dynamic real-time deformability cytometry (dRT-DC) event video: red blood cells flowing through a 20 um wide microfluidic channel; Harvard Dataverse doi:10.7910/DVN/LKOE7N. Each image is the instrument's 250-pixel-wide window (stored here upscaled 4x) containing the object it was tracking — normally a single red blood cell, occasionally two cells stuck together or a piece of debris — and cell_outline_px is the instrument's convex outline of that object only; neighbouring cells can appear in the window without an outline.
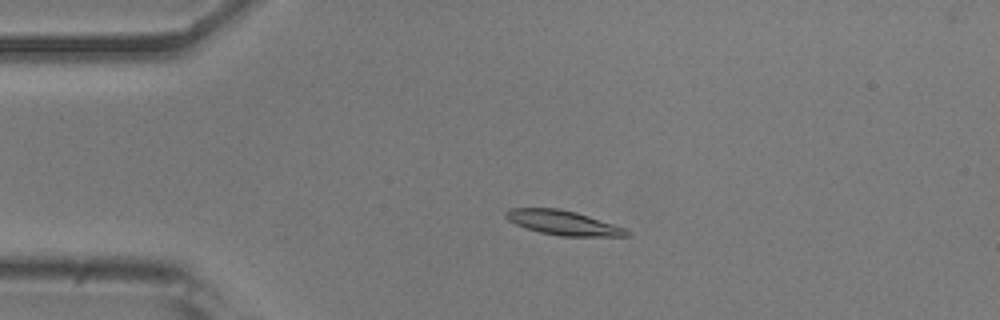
{"species": "common noctule bat (a hibernating species)", "species_latin": "Nyctalus noctula", "temperature_condition": "room temperature", "stored_images_in_passage": 53, "camera_frame_rate_fps": 3000, "um_per_image_px": 0.085, "animal": {"sex": "male", "body_mass_g": 20.5, "forearm_length_mm": 52.5}, "frame": {"image": 1, "passage_image": 12, "time_ms": 3.667, "image_size_px": [1000, 320], "cell_outline_px": [[632, 236], [560, 236], [540, 232], [516, 224], [508, 220], [504, 216], [504, 212], [508, 208], [556, 208], [576, 212], [624, 228], [632, 232]], "centroid_in_image_um": [47.85, 18.93], "position_along_channel_um": 37.1, "area_um2": 17.11}}
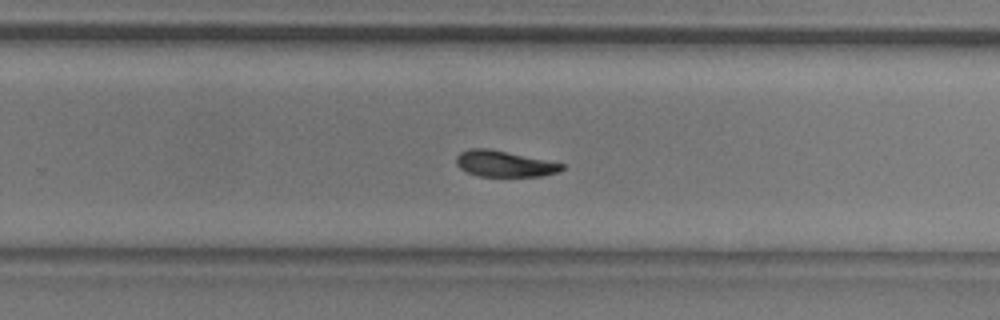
{"frame": {"image": 2, "passage_image": 34, "time_ms": 11.0, "image_size_px": [1000, 320], "cell_outline_px": [[564, 168], [556, 172], [540, 176], [480, 176], [468, 172], [460, 168], [456, 164], [456, 156], [460, 152], [468, 148], [488, 148], [564, 164]], "centroid_in_image_um": [42.81, 13.91], "position_along_channel_um": 287.0, "area_um2": 15.78}}
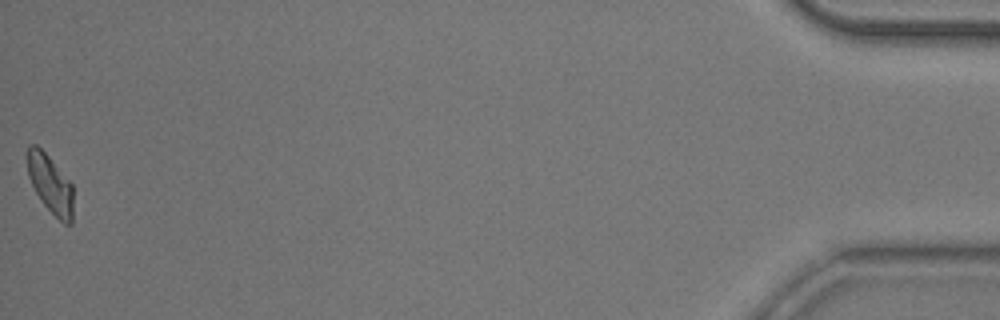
{"frame": {"image": 3, "passage_image": 53, "time_ms": 17.333, "image_size_px": [1000, 320], "cell_outline_px": [[72, 224], [64, 224], [44, 204], [36, 192], [28, 176], [28, 144], [36, 144], [48, 156], [72, 184]], "centroid_in_image_um": [4.28, 15.64], "position_along_channel_um": 430.9, "area_um2": 15.14}, "authors_computed_cell_mechanics": {"area_um2": 16.8198, "velocity_mm_per_s": 3.8383, "shape_relaxation_time_tau1_ms": 7.1453, "shape_relaxation_time_tau2_ms": 6.1214, "deformation_change_tau1": 0.1534, "deformation_change_tau2": 0.094}}